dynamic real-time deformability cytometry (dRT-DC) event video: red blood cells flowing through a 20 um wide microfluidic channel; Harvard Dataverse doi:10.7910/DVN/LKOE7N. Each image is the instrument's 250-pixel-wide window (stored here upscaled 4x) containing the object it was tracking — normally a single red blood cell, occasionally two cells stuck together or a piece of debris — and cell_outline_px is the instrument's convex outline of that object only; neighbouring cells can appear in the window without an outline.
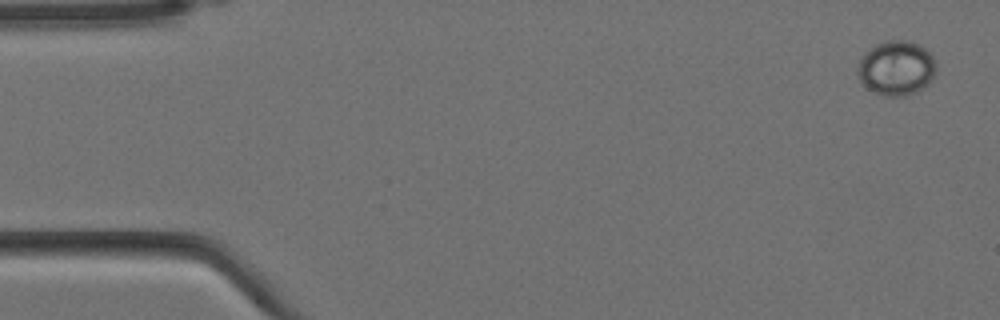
{"species": "Egyptian fruit bat (a non-hibernating species)", "species_latin": "Rousettus aegyptiacus", "temperature_condition": "cold", "stored_images_in_passage": 4, "camera_frame_rate_fps": 3000, "um_per_image_px": 0.085, "animal": {"sex": "female"}, "frame": {"image": 1, "passage_image": 1, "time_ms": 0.0, "image_size_px": [1000, 320], "cell_outline_px": [[936, 68], [928, 84], [924, 88], [908, 96], [884, 96], [868, 88], [860, 80], [856, 72], [856, 68], [864, 52], [876, 44], [884, 40], [912, 40], [924, 48], [936, 60]], "centroid_in_image_um": [76.18, 5.77], "position_along_channel_um": 8.8, "area_um2": 25.2}}